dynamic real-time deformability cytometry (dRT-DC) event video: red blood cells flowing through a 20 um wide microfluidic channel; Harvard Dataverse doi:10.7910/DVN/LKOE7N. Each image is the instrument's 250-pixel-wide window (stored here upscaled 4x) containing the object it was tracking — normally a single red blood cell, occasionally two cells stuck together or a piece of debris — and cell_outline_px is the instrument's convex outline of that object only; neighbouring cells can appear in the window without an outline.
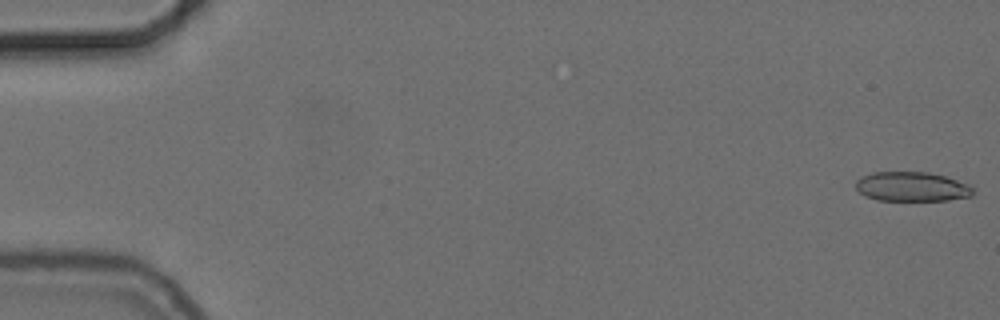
{"species": "common noctule bat (a hibernating species)", "species_latin": "Nyctalus noctula", "temperature_condition": "cold", "stored_images_in_passage": 27, "camera_frame_rate_fps": 3000, "um_per_image_px": 0.085, "animal": {"sex": "female", "body_mass_g": 24.6, "forearm_length_mm": 56.2}, "frame": {"image": 1, "passage_image": 1, "time_ms": 0.0, "image_size_px": [1000, 320], "cell_outline_px": [[972, 196], [948, 200], [876, 200], [864, 196], [856, 188], [856, 180], [872, 172], [928, 172], [944, 176], [968, 184], [972, 188]], "centroid_in_image_um": [77.48, 15.87], "position_along_channel_um": 7.5, "area_um2": 20.0}}
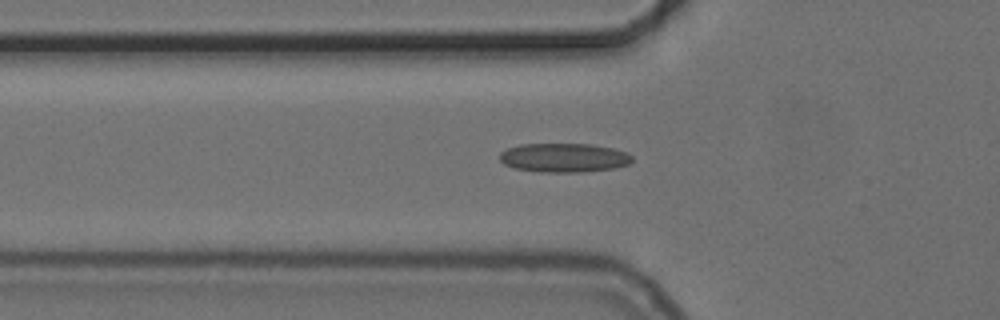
{"frame": {"image": 2, "passage_image": 19, "time_ms": 6.0, "image_size_px": [1000, 320], "cell_outline_px": [[632, 160], [628, 164], [612, 168], [580, 172], [540, 172], [516, 168], [504, 164], [500, 160], [500, 152], [508, 148], [520, 144], [592, 144], [612, 148], [628, 152], [632, 156]], "centroid_in_image_um": [47.93, 13.4], "position_along_channel_um": 77.9, "area_um2": 22.31}}
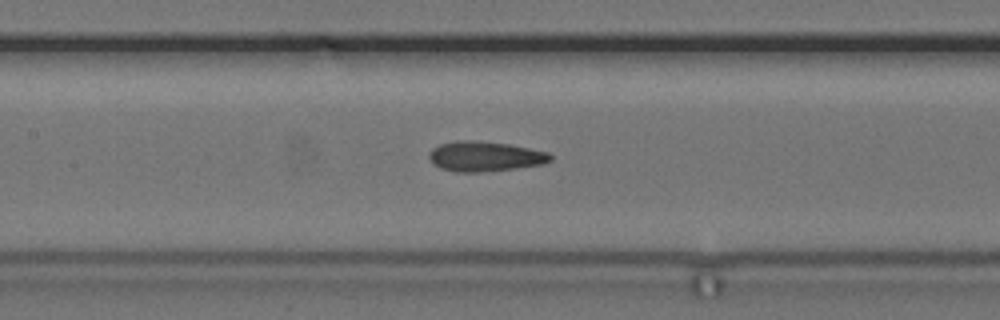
{"frame": {"image": 3, "passage_image": 26, "time_ms": 8.333, "image_size_px": [1000, 320], "cell_outline_px": [[552, 160], [544, 164], [516, 168], [480, 172], [456, 172], [440, 168], [432, 164], [428, 156], [432, 148], [440, 144], [456, 140], [472, 140], [508, 144], [548, 152], [552, 156]], "centroid_in_image_um": [41.19, 13.29], "position_along_channel_um": 166.2, "area_um2": 21.27}}